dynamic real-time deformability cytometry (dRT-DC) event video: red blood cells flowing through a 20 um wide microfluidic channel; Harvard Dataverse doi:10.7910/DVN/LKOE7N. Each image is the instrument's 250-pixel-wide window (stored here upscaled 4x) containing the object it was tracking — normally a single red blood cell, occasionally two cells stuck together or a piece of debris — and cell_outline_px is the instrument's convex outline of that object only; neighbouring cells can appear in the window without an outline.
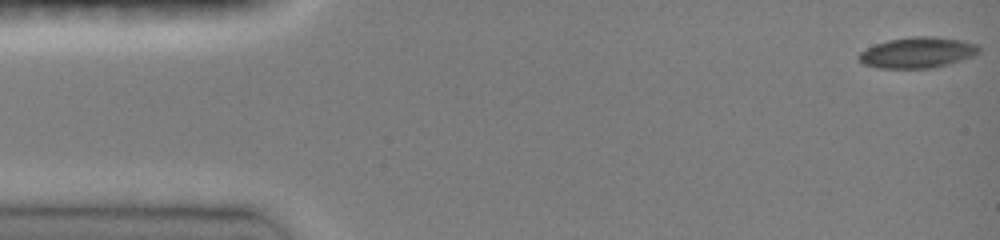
{"species": "common noctule bat (a hibernating species)", "species_latin": "Nyctalus noctula", "temperature_condition": "room temperature", "stored_images_in_passage": 46, "camera_frame_rate_fps": 3000, "um_per_image_px": 0.085, "animal": {"sex": "female", "body_mass_g": 19.0, "forearm_length_mm": 51.5}, "frame": {"image": 1, "passage_image": 1, "time_ms": 0.0, "image_size_px": [1000, 240], "cell_outline_px": [[980, 52], [972, 56], [948, 64], [932, 68], [880, 68], [864, 64], [856, 60], [856, 56], [860, 52], [876, 44], [888, 40], [912, 36], [932, 36], [960, 40], [976, 44], [980, 48]], "centroid_in_image_um": [77.95, 4.47], "position_along_channel_um": 7.0, "area_um2": 21.5}}
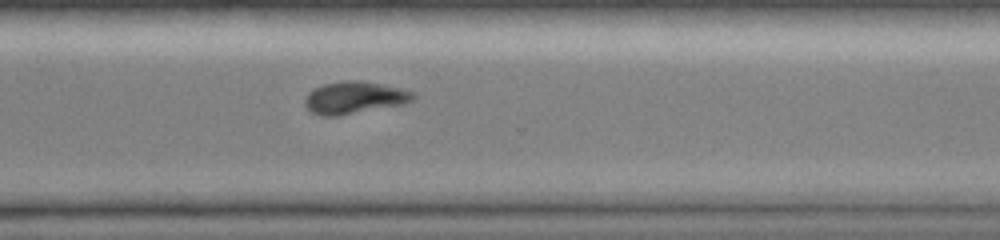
{"frame": {"image": 2, "passage_image": 34, "time_ms": 11.0, "image_size_px": [1000, 240], "cell_outline_px": [[416, 96], [412, 100], [404, 104], [336, 116], [320, 116], [312, 112], [304, 104], [304, 96], [312, 88], [324, 84], [344, 80], [360, 80], [400, 88], [412, 92]], "centroid_in_image_um": [30.07, 8.29], "position_along_channel_um": 340.5, "area_um2": 20.35}}
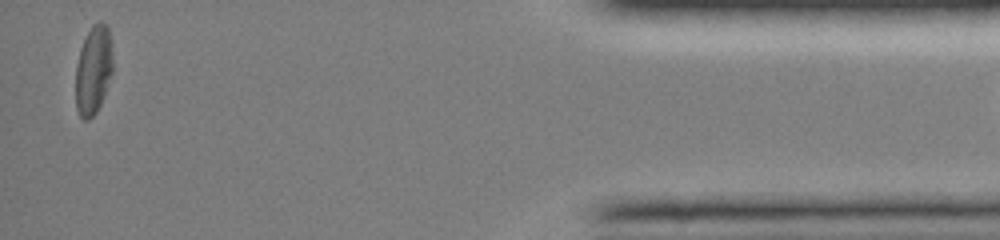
{"frame": {"image": 3, "passage_image": 45, "time_ms": 14.667, "image_size_px": [1000, 240], "cell_outline_px": [[112, 72], [104, 96], [96, 112], [88, 120], [84, 120], [80, 116], [76, 108], [76, 64], [80, 48], [92, 24], [100, 20], [108, 28], [112, 44]], "centroid_in_image_um": [7.94, 5.94], "position_along_channel_um": 427.3, "area_um2": 19.25}}